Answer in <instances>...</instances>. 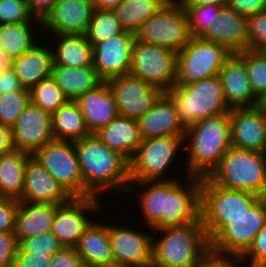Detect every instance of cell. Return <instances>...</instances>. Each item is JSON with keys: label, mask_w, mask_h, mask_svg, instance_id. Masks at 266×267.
I'll list each match as a JSON object with an SVG mask.
<instances>
[{"label": "cell", "mask_w": 266, "mask_h": 267, "mask_svg": "<svg viewBox=\"0 0 266 267\" xmlns=\"http://www.w3.org/2000/svg\"><path fill=\"white\" fill-rule=\"evenodd\" d=\"M83 178V197L99 198L100 191L124 195L130 184L129 162L95 134L74 141ZM99 191V192H98Z\"/></svg>", "instance_id": "6da1fadb"}, {"label": "cell", "mask_w": 266, "mask_h": 267, "mask_svg": "<svg viewBox=\"0 0 266 267\" xmlns=\"http://www.w3.org/2000/svg\"><path fill=\"white\" fill-rule=\"evenodd\" d=\"M229 113L196 121L186 128V176L208 177L231 147Z\"/></svg>", "instance_id": "7a4b0ae2"}, {"label": "cell", "mask_w": 266, "mask_h": 267, "mask_svg": "<svg viewBox=\"0 0 266 267\" xmlns=\"http://www.w3.org/2000/svg\"><path fill=\"white\" fill-rule=\"evenodd\" d=\"M154 231L152 263L159 267H198L210 252V241L200 216L184 225ZM157 232L161 237L155 236Z\"/></svg>", "instance_id": "3957f363"}, {"label": "cell", "mask_w": 266, "mask_h": 267, "mask_svg": "<svg viewBox=\"0 0 266 267\" xmlns=\"http://www.w3.org/2000/svg\"><path fill=\"white\" fill-rule=\"evenodd\" d=\"M173 102L185 128L196 121L229 113L219 75L189 84H175L164 92Z\"/></svg>", "instance_id": "277c9868"}, {"label": "cell", "mask_w": 266, "mask_h": 267, "mask_svg": "<svg viewBox=\"0 0 266 267\" xmlns=\"http://www.w3.org/2000/svg\"><path fill=\"white\" fill-rule=\"evenodd\" d=\"M261 197L245 190L227 189L201 178L200 217L209 241L229 220L246 213Z\"/></svg>", "instance_id": "5b68a950"}, {"label": "cell", "mask_w": 266, "mask_h": 267, "mask_svg": "<svg viewBox=\"0 0 266 267\" xmlns=\"http://www.w3.org/2000/svg\"><path fill=\"white\" fill-rule=\"evenodd\" d=\"M208 178L227 189L266 197V153L231 146Z\"/></svg>", "instance_id": "8992f818"}, {"label": "cell", "mask_w": 266, "mask_h": 267, "mask_svg": "<svg viewBox=\"0 0 266 267\" xmlns=\"http://www.w3.org/2000/svg\"><path fill=\"white\" fill-rule=\"evenodd\" d=\"M135 38L178 54L191 38L186 9L179 0H169L141 25Z\"/></svg>", "instance_id": "52a82bcc"}, {"label": "cell", "mask_w": 266, "mask_h": 267, "mask_svg": "<svg viewBox=\"0 0 266 267\" xmlns=\"http://www.w3.org/2000/svg\"><path fill=\"white\" fill-rule=\"evenodd\" d=\"M225 46L191 36L177 54V77L175 84H189L219 75V72L232 55Z\"/></svg>", "instance_id": "ba28073f"}, {"label": "cell", "mask_w": 266, "mask_h": 267, "mask_svg": "<svg viewBox=\"0 0 266 267\" xmlns=\"http://www.w3.org/2000/svg\"><path fill=\"white\" fill-rule=\"evenodd\" d=\"M266 223V197H261L245 214L229 220L211 240L210 251L242 257Z\"/></svg>", "instance_id": "9c48e42d"}, {"label": "cell", "mask_w": 266, "mask_h": 267, "mask_svg": "<svg viewBox=\"0 0 266 267\" xmlns=\"http://www.w3.org/2000/svg\"><path fill=\"white\" fill-rule=\"evenodd\" d=\"M129 74L165 92L176 82L177 54L165 47L135 39Z\"/></svg>", "instance_id": "30bf717a"}, {"label": "cell", "mask_w": 266, "mask_h": 267, "mask_svg": "<svg viewBox=\"0 0 266 267\" xmlns=\"http://www.w3.org/2000/svg\"><path fill=\"white\" fill-rule=\"evenodd\" d=\"M184 144V138L177 137L142 139L129 162L130 182L165 180L162 177Z\"/></svg>", "instance_id": "8fae6325"}, {"label": "cell", "mask_w": 266, "mask_h": 267, "mask_svg": "<svg viewBox=\"0 0 266 267\" xmlns=\"http://www.w3.org/2000/svg\"><path fill=\"white\" fill-rule=\"evenodd\" d=\"M186 178L187 184L174 176L165 180L164 212L151 228L153 231L163 227L184 225L200 216L201 178L195 176Z\"/></svg>", "instance_id": "7c38bea8"}, {"label": "cell", "mask_w": 266, "mask_h": 267, "mask_svg": "<svg viewBox=\"0 0 266 267\" xmlns=\"http://www.w3.org/2000/svg\"><path fill=\"white\" fill-rule=\"evenodd\" d=\"M33 156L71 197H83V178L74 142L54 140Z\"/></svg>", "instance_id": "4fadbf2b"}, {"label": "cell", "mask_w": 266, "mask_h": 267, "mask_svg": "<svg viewBox=\"0 0 266 267\" xmlns=\"http://www.w3.org/2000/svg\"><path fill=\"white\" fill-rule=\"evenodd\" d=\"M114 93L118 115L138 120L164 93L131 74L114 77L107 81Z\"/></svg>", "instance_id": "5bb4252c"}, {"label": "cell", "mask_w": 266, "mask_h": 267, "mask_svg": "<svg viewBox=\"0 0 266 267\" xmlns=\"http://www.w3.org/2000/svg\"><path fill=\"white\" fill-rule=\"evenodd\" d=\"M100 206H99V205ZM98 197H72L58 205L52 224V232L64 247H75L93 219L86 213L100 211Z\"/></svg>", "instance_id": "9a60e30c"}, {"label": "cell", "mask_w": 266, "mask_h": 267, "mask_svg": "<svg viewBox=\"0 0 266 267\" xmlns=\"http://www.w3.org/2000/svg\"><path fill=\"white\" fill-rule=\"evenodd\" d=\"M11 128L14 149L31 155L55 140L52 132V115L31 102Z\"/></svg>", "instance_id": "2e32d148"}, {"label": "cell", "mask_w": 266, "mask_h": 267, "mask_svg": "<svg viewBox=\"0 0 266 267\" xmlns=\"http://www.w3.org/2000/svg\"><path fill=\"white\" fill-rule=\"evenodd\" d=\"M115 263L150 265L153 261V234L143 230L108 223Z\"/></svg>", "instance_id": "e0dca14e"}, {"label": "cell", "mask_w": 266, "mask_h": 267, "mask_svg": "<svg viewBox=\"0 0 266 267\" xmlns=\"http://www.w3.org/2000/svg\"><path fill=\"white\" fill-rule=\"evenodd\" d=\"M135 34L124 31L93 46V66L103 81L129 74Z\"/></svg>", "instance_id": "ac0fdd59"}, {"label": "cell", "mask_w": 266, "mask_h": 267, "mask_svg": "<svg viewBox=\"0 0 266 267\" xmlns=\"http://www.w3.org/2000/svg\"><path fill=\"white\" fill-rule=\"evenodd\" d=\"M94 9L91 0H59L42 20V30L51 35H85Z\"/></svg>", "instance_id": "d6986e66"}, {"label": "cell", "mask_w": 266, "mask_h": 267, "mask_svg": "<svg viewBox=\"0 0 266 267\" xmlns=\"http://www.w3.org/2000/svg\"><path fill=\"white\" fill-rule=\"evenodd\" d=\"M231 146L266 153V114L257 106L231 108Z\"/></svg>", "instance_id": "ffe728a7"}, {"label": "cell", "mask_w": 266, "mask_h": 267, "mask_svg": "<svg viewBox=\"0 0 266 267\" xmlns=\"http://www.w3.org/2000/svg\"><path fill=\"white\" fill-rule=\"evenodd\" d=\"M71 198L42 164L30 155L25 164L24 191L19 201L60 205Z\"/></svg>", "instance_id": "44dd1931"}, {"label": "cell", "mask_w": 266, "mask_h": 267, "mask_svg": "<svg viewBox=\"0 0 266 267\" xmlns=\"http://www.w3.org/2000/svg\"><path fill=\"white\" fill-rule=\"evenodd\" d=\"M199 37L225 46L231 53L248 50L247 17L225 6L216 21Z\"/></svg>", "instance_id": "7402d4cb"}, {"label": "cell", "mask_w": 266, "mask_h": 267, "mask_svg": "<svg viewBox=\"0 0 266 267\" xmlns=\"http://www.w3.org/2000/svg\"><path fill=\"white\" fill-rule=\"evenodd\" d=\"M137 121L142 139L184 138L186 134V128L179 120L173 102L165 93Z\"/></svg>", "instance_id": "603a6c76"}, {"label": "cell", "mask_w": 266, "mask_h": 267, "mask_svg": "<svg viewBox=\"0 0 266 267\" xmlns=\"http://www.w3.org/2000/svg\"><path fill=\"white\" fill-rule=\"evenodd\" d=\"M75 102L91 134L106 127L118 116L115 96L107 81L80 95Z\"/></svg>", "instance_id": "cb8c5ba5"}, {"label": "cell", "mask_w": 266, "mask_h": 267, "mask_svg": "<svg viewBox=\"0 0 266 267\" xmlns=\"http://www.w3.org/2000/svg\"><path fill=\"white\" fill-rule=\"evenodd\" d=\"M219 76L230 108L256 106L258 98L252 91L244 62L236 53L226 60Z\"/></svg>", "instance_id": "d4e9b609"}, {"label": "cell", "mask_w": 266, "mask_h": 267, "mask_svg": "<svg viewBox=\"0 0 266 267\" xmlns=\"http://www.w3.org/2000/svg\"><path fill=\"white\" fill-rule=\"evenodd\" d=\"M108 148L130 162L142 143L138 121L117 116L106 127L94 133Z\"/></svg>", "instance_id": "484cf974"}, {"label": "cell", "mask_w": 266, "mask_h": 267, "mask_svg": "<svg viewBox=\"0 0 266 267\" xmlns=\"http://www.w3.org/2000/svg\"><path fill=\"white\" fill-rule=\"evenodd\" d=\"M74 248L86 267H100L115 263L108 223L93 220Z\"/></svg>", "instance_id": "4316f807"}, {"label": "cell", "mask_w": 266, "mask_h": 267, "mask_svg": "<svg viewBox=\"0 0 266 267\" xmlns=\"http://www.w3.org/2000/svg\"><path fill=\"white\" fill-rule=\"evenodd\" d=\"M42 42H38L32 49L10 62L21 85L28 90L42 79L52 76L53 50L51 45L47 47L42 45Z\"/></svg>", "instance_id": "83f0119b"}, {"label": "cell", "mask_w": 266, "mask_h": 267, "mask_svg": "<svg viewBox=\"0 0 266 267\" xmlns=\"http://www.w3.org/2000/svg\"><path fill=\"white\" fill-rule=\"evenodd\" d=\"M58 204L19 201L14 235L18 243L24 239L51 231Z\"/></svg>", "instance_id": "f1b7e54d"}, {"label": "cell", "mask_w": 266, "mask_h": 267, "mask_svg": "<svg viewBox=\"0 0 266 267\" xmlns=\"http://www.w3.org/2000/svg\"><path fill=\"white\" fill-rule=\"evenodd\" d=\"M52 77L70 101H75L80 95L94 89L103 82L94 66L74 68L53 65Z\"/></svg>", "instance_id": "f546056e"}, {"label": "cell", "mask_w": 266, "mask_h": 267, "mask_svg": "<svg viewBox=\"0 0 266 267\" xmlns=\"http://www.w3.org/2000/svg\"><path fill=\"white\" fill-rule=\"evenodd\" d=\"M57 44L52 47L53 65L68 67L93 66V45L85 35H52ZM57 45V46H56ZM55 50V51H54Z\"/></svg>", "instance_id": "4dcf8cb0"}, {"label": "cell", "mask_w": 266, "mask_h": 267, "mask_svg": "<svg viewBox=\"0 0 266 267\" xmlns=\"http://www.w3.org/2000/svg\"><path fill=\"white\" fill-rule=\"evenodd\" d=\"M30 155L28 152L14 149L0 156V197L21 199L25 164Z\"/></svg>", "instance_id": "1f68e13d"}, {"label": "cell", "mask_w": 266, "mask_h": 267, "mask_svg": "<svg viewBox=\"0 0 266 267\" xmlns=\"http://www.w3.org/2000/svg\"><path fill=\"white\" fill-rule=\"evenodd\" d=\"M34 25L39 27L38 30L42 29V21L0 24V47L10 62L32 49L38 43L39 38L37 40L34 37L35 33L32 29L35 27Z\"/></svg>", "instance_id": "d6a6232c"}, {"label": "cell", "mask_w": 266, "mask_h": 267, "mask_svg": "<svg viewBox=\"0 0 266 267\" xmlns=\"http://www.w3.org/2000/svg\"><path fill=\"white\" fill-rule=\"evenodd\" d=\"M52 132L55 140L71 142L91 134L78 104L70 100L52 114Z\"/></svg>", "instance_id": "836d02e7"}, {"label": "cell", "mask_w": 266, "mask_h": 267, "mask_svg": "<svg viewBox=\"0 0 266 267\" xmlns=\"http://www.w3.org/2000/svg\"><path fill=\"white\" fill-rule=\"evenodd\" d=\"M137 187H142L139 188L142 190L136 195L140 200L137 203L140 204L145 225L150 229L160 220L161 214L164 212L165 180L130 182L126 195L136 192Z\"/></svg>", "instance_id": "e575fe53"}, {"label": "cell", "mask_w": 266, "mask_h": 267, "mask_svg": "<svg viewBox=\"0 0 266 267\" xmlns=\"http://www.w3.org/2000/svg\"><path fill=\"white\" fill-rule=\"evenodd\" d=\"M169 0H124L113 11L126 32L136 34L141 25Z\"/></svg>", "instance_id": "d590c367"}, {"label": "cell", "mask_w": 266, "mask_h": 267, "mask_svg": "<svg viewBox=\"0 0 266 267\" xmlns=\"http://www.w3.org/2000/svg\"><path fill=\"white\" fill-rule=\"evenodd\" d=\"M123 32L113 9L95 8L85 36L95 46Z\"/></svg>", "instance_id": "8d00e7d4"}, {"label": "cell", "mask_w": 266, "mask_h": 267, "mask_svg": "<svg viewBox=\"0 0 266 267\" xmlns=\"http://www.w3.org/2000/svg\"><path fill=\"white\" fill-rule=\"evenodd\" d=\"M30 102L49 114H54L69 100L52 76L42 79L29 90Z\"/></svg>", "instance_id": "74e56055"}, {"label": "cell", "mask_w": 266, "mask_h": 267, "mask_svg": "<svg viewBox=\"0 0 266 267\" xmlns=\"http://www.w3.org/2000/svg\"><path fill=\"white\" fill-rule=\"evenodd\" d=\"M236 54L244 62L254 95L260 97L266 91V52L248 49Z\"/></svg>", "instance_id": "f35d334b"}, {"label": "cell", "mask_w": 266, "mask_h": 267, "mask_svg": "<svg viewBox=\"0 0 266 267\" xmlns=\"http://www.w3.org/2000/svg\"><path fill=\"white\" fill-rule=\"evenodd\" d=\"M29 103V91H13L0 95V124L12 127Z\"/></svg>", "instance_id": "ab89813d"}, {"label": "cell", "mask_w": 266, "mask_h": 267, "mask_svg": "<svg viewBox=\"0 0 266 267\" xmlns=\"http://www.w3.org/2000/svg\"><path fill=\"white\" fill-rule=\"evenodd\" d=\"M186 9L191 36H200L206 28L216 21L223 6H183Z\"/></svg>", "instance_id": "60d3db41"}, {"label": "cell", "mask_w": 266, "mask_h": 267, "mask_svg": "<svg viewBox=\"0 0 266 267\" xmlns=\"http://www.w3.org/2000/svg\"><path fill=\"white\" fill-rule=\"evenodd\" d=\"M18 246L27 253L50 256L64 247L52 231L24 238L18 243Z\"/></svg>", "instance_id": "b9f144b4"}, {"label": "cell", "mask_w": 266, "mask_h": 267, "mask_svg": "<svg viewBox=\"0 0 266 267\" xmlns=\"http://www.w3.org/2000/svg\"><path fill=\"white\" fill-rule=\"evenodd\" d=\"M41 21L30 12L26 0H0V24Z\"/></svg>", "instance_id": "7bdbcfd3"}, {"label": "cell", "mask_w": 266, "mask_h": 267, "mask_svg": "<svg viewBox=\"0 0 266 267\" xmlns=\"http://www.w3.org/2000/svg\"><path fill=\"white\" fill-rule=\"evenodd\" d=\"M248 49L266 52V11L247 18Z\"/></svg>", "instance_id": "ee69618b"}, {"label": "cell", "mask_w": 266, "mask_h": 267, "mask_svg": "<svg viewBox=\"0 0 266 267\" xmlns=\"http://www.w3.org/2000/svg\"><path fill=\"white\" fill-rule=\"evenodd\" d=\"M241 260L242 262L249 261L247 267H266V223L258 232L252 246L241 257Z\"/></svg>", "instance_id": "f6af8a7d"}, {"label": "cell", "mask_w": 266, "mask_h": 267, "mask_svg": "<svg viewBox=\"0 0 266 267\" xmlns=\"http://www.w3.org/2000/svg\"><path fill=\"white\" fill-rule=\"evenodd\" d=\"M19 200L0 197V233L14 232Z\"/></svg>", "instance_id": "bcb514c9"}, {"label": "cell", "mask_w": 266, "mask_h": 267, "mask_svg": "<svg viewBox=\"0 0 266 267\" xmlns=\"http://www.w3.org/2000/svg\"><path fill=\"white\" fill-rule=\"evenodd\" d=\"M18 241L14 232L0 233V267H14Z\"/></svg>", "instance_id": "7dc6e473"}, {"label": "cell", "mask_w": 266, "mask_h": 267, "mask_svg": "<svg viewBox=\"0 0 266 267\" xmlns=\"http://www.w3.org/2000/svg\"><path fill=\"white\" fill-rule=\"evenodd\" d=\"M49 267H86L81 256L73 247H63L54 253Z\"/></svg>", "instance_id": "c3c4849f"}, {"label": "cell", "mask_w": 266, "mask_h": 267, "mask_svg": "<svg viewBox=\"0 0 266 267\" xmlns=\"http://www.w3.org/2000/svg\"><path fill=\"white\" fill-rule=\"evenodd\" d=\"M50 255L24 252L19 246L16 252L14 267H49Z\"/></svg>", "instance_id": "681fc988"}, {"label": "cell", "mask_w": 266, "mask_h": 267, "mask_svg": "<svg viewBox=\"0 0 266 267\" xmlns=\"http://www.w3.org/2000/svg\"><path fill=\"white\" fill-rule=\"evenodd\" d=\"M227 6L248 18L266 11V0H229Z\"/></svg>", "instance_id": "f907efd6"}, {"label": "cell", "mask_w": 266, "mask_h": 267, "mask_svg": "<svg viewBox=\"0 0 266 267\" xmlns=\"http://www.w3.org/2000/svg\"><path fill=\"white\" fill-rule=\"evenodd\" d=\"M241 263L239 256L219 255L210 251L198 267H242Z\"/></svg>", "instance_id": "816d5d0a"}, {"label": "cell", "mask_w": 266, "mask_h": 267, "mask_svg": "<svg viewBox=\"0 0 266 267\" xmlns=\"http://www.w3.org/2000/svg\"><path fill=\"white\" fill-rule=\"evenodd\" d=\"M13 91H29L23 88L20 80L16 76L14 69L9 65L0 72V95Z\"/></svg>", "instance_id": "f5cc1de1"}, {"label": "cell", "mask_w": 266, "mask_h": 267, "mask_svg": "<svg viewBox=\"0 0 266 267\" xmlns=\"http://www.w3.org/2000/svg\"><path fill=\"white\" fill-rule=\"evenodd\" d=\"M28 8L35 18L41 21L59 0H26Z\"/></svg>", "instance_id": "db71d44e"}, {"label": "cell", "mask_w": 266, "mask_h": 267, "mask_svg": "<svg viewBox=\"0 0 266 267\" xmlns=\"http://www.w3.org/2000/svg\"><path fill=\"white\" fill-rule=\"evenodd\" d=\"M14 150L12 128L0 124V156Z\"/></svg>", "instance_id": "11a10c76"}, {"label": "cell", "mask_w": 266, "mask_h": 267, "mask_svg": "<svg viewBox=\"0 0 266 267\" xmlns=\"http://www.w3.org/2000/svg\"><path fill=\"white\" fill-rule=\"evenodd\" d=\"M183 6L219 5L227 6L229 0H179Z\"/></svg>", "instance_id": "9f6ffc18"}, {"label": "cell", "mask_w": 266, "mask_h": 267, "mask_svg": "<svg viewBox=\"0 0 266 267\" xmlns=\"http://www.w3.org/2000/svg\"><path fill=\"white\" fill-rule=\"evenodd\" d=\"M95 8L114 9L124 0H91Z\"/></svg>", "instance_id": "6f0895ef"}, {"label": "cell", "mask_w": 266, "mask_h": 267, "mask_svg": "<svg viewBox=\"0 0 266 267\" xmlns=\"http://www.w3.org/2000/svg\"><path fill=\"white\" fill-rule=\"evenodd\" d=\"M10 65V61L7 59L4 51L0 47V72L6 69Z\"/></svg>", "instance_id": "680465c9"}, {"label": "cell", "mask_w": 266, "mask_h": 267, "mask_svg": "<svg viewBox=\"0 0 266 267\" xmlns=\"http://www.w3.org/2000/svg\"><path fill=\"white\" fill-rule=\"evenodd\" d=\"M256 106L266 114V91L258 97Z\"/></svg>", "instance_id": "91938a15"}, {"label": "cell", "mask_w": 266, "mask_h": 267, "mask_svg": "<svg viewBox=\"0 0 266 267\" xmlns=\"http://www.w3.org/2000/svg\"><path fill=\"white\" fill-rule=\"evenodd\" d=\"M150 265H121V267H149Z\"/></svg>", "instance_id": "94428289"}, {"label": "cell", "mask_w": 266, "mask_h": 267, "mask_svg": "<svg viewBox=\"0 0 266 267\" xmlns=\"http://www.w3.org/2000/svg\"><path fill=\"white\" fill-rule=\"evenodd\" d=\"M100 267H121V264L113 263V264H108V265L100 266Z\"/></svg>", "instance_id": "6125c7cd"}, {"label": "cell", "mask_w": 266, "mask_h": 267, "mask_svg": "<svg viewBox=\"0 0 266 267\" xmlns=\"http://www.w3.org/2000/svg\"><path fill=\"white\" fill-rule=\"evenodd\" d=\"M149 267H159V266H157V265H154L153 263L152 264H150V266Z\"/></svg>", "instance_id": "be15d7a7"}]
</instances>
